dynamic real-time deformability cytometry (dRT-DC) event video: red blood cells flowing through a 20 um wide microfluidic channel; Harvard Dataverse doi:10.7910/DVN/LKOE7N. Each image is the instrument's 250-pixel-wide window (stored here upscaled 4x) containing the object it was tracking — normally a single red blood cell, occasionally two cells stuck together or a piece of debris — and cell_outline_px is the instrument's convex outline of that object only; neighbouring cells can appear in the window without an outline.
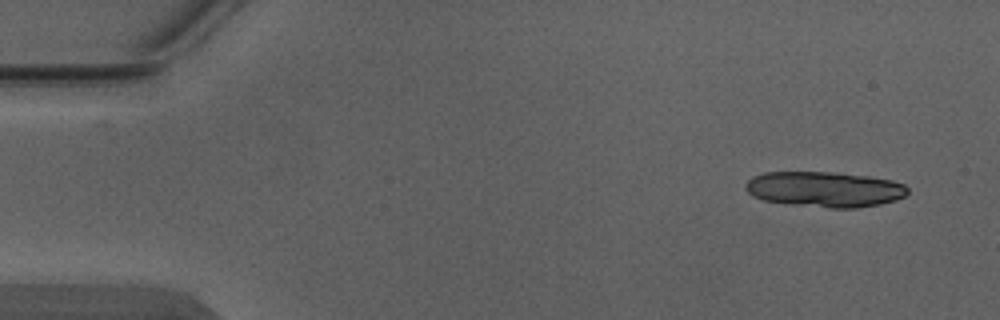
{"species": "Egyptian fruit bat (a non-hibernating species)", "species_latin": "Rousettus aegyptiacus", "temperature_condition": "warm", "stored_images_in_passage": 2, "camera_frame_rate_fps": 3000, "um_per_image_px": 0.085, "animal": {"sex": "male"}, "frame": {"image": 1, "passage_image": 2, "time_ms": 0.333, "image_size_px": [1000, 320], "cell_outline_px": [[908, 192], [904, 196], [896, 200], [880, 204], [856, 208], [828, 208], [764, 200], [752, 196], [744, 188], [744, 184], [752, 176], [764, 172], [832, 172], [868, 176], [892, 180], [904, 184], [908, 188]], "centroid_in_image_um": [70.09, 16.08], "position_along_channel_um": 14.9, "area_um2": 33.52}}